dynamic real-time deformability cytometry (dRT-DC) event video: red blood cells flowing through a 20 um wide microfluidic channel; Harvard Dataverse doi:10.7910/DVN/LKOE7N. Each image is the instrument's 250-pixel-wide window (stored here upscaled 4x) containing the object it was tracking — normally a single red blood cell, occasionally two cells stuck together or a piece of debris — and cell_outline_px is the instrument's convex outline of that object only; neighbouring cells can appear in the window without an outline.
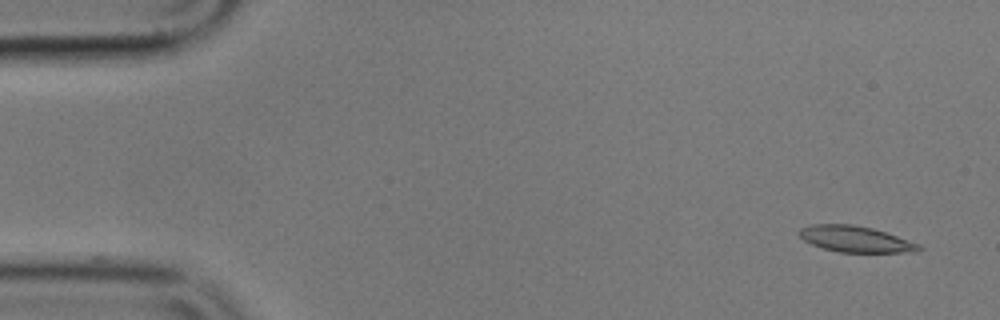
{"species": "common noctule bat (a hibernating species)", "species_latin": "Nyctalus noctula", "temperature_condition": "cold", "stored_images_in_passage": 2, "camera_frame_rate_fps": 3000, "um_per_image_px": 0.085, "animal": {"sex": "male", "body_mass_g": 17.9}, "frame": {"image": 1, "passage_image": 1, "time_ms": 0.0, "image_size_px": [1000, 320], "cell_outline_px": [[924, 248], [916, 252], [840, 252], [824, 248], [812, 244], [804, 240], [796, 232], [800, 228], [812, 224], [852, 224], [872, 228], [920, 244]], "centroid_in_image_um": [72.7, 20.32], "position_along_channel_um": 12.3, "area_um2": 18.09}}